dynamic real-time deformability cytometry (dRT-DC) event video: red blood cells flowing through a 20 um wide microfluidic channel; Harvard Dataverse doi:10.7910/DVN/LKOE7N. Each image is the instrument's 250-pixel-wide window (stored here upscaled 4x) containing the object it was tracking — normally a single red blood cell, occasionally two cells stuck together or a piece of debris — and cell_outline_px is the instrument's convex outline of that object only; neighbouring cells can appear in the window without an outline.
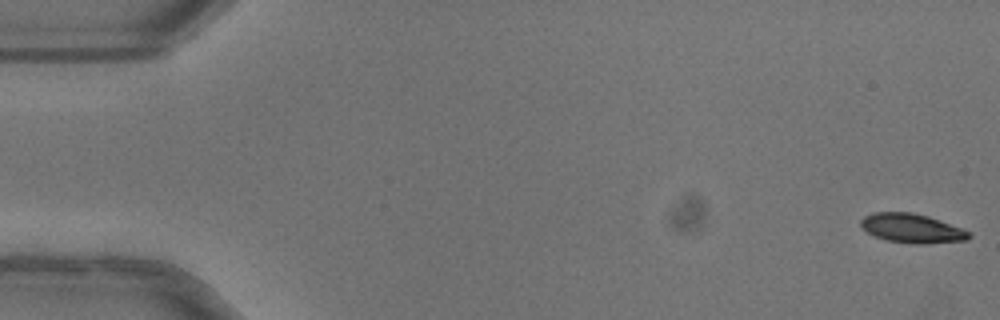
{"species": "common noctule bat (a hibernating species)", "species_latin": "Nyctalus noctula", "temperature_condition": "warm", "stored_images_in_passage": 52, "camera_frame_rate_fps": 3000, "um_per_image_px": 0.085, "animal": {"sex": "female"}, "frame": {"image": 1, "passage_image": 1, "time_ms": 0.0, "image_size_px": [1000, 320], "cell_outline_px": [[972, 236], [968, 240], [924, 244], [916, 244], [888, 240], [876, 236], [868, 232], [860, 224], [860, 220], [864, 216], [872, 212], [912, 212], [928, 216], [964, 228], [972, 232]], "centroid_in_image_um": [77.58, 19.4], "position_along_channel_um": 7.4, "area_um2": 18.5}}
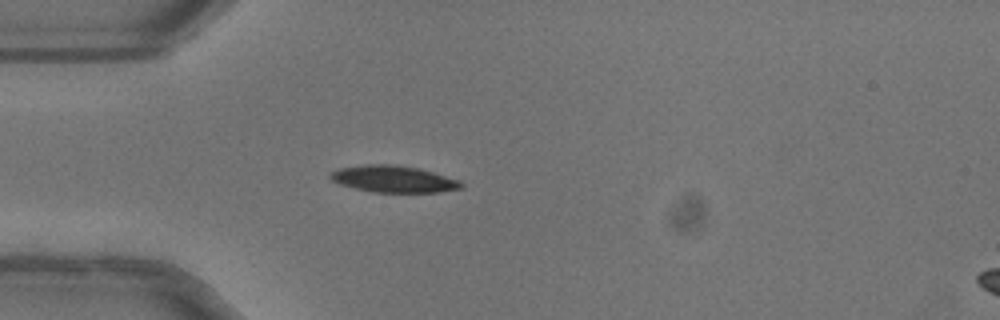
{"frame": {"image": 2, "passage_image": 15, "time_ms": 4.667, "image_size_px": [1000, 320], "cell_outline_px": [[464, 188], [440, 192], [372, 192], [340, 184], [332, 180], [328, 176], [332, 172], [340, 168], [364, 164], [396, 164], [416, 168], [432, 172], [460, 180], [464, 184]], "centroid_in_image_um": [33.48, 15.22], "position_along_channel_um": 51.5, "area_um2": 20.35}}
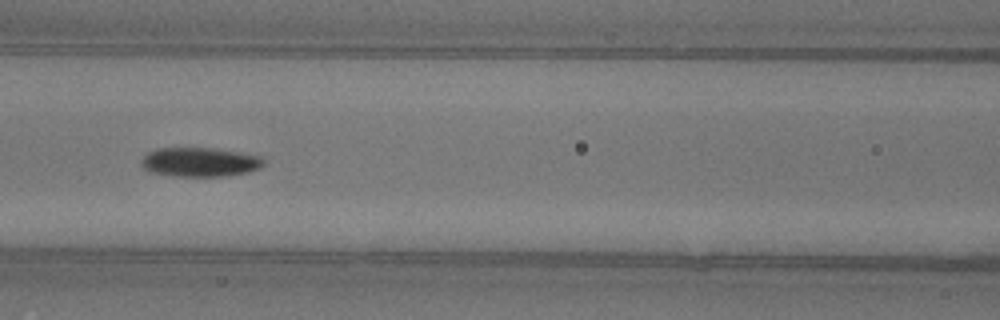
{"frame": {"image": 3, "passage_image": 23, "time_ms": 7.333, "image_size_px": [1000, 320], "cell_outline_px": [[264, 164], [260, 168], [248, 172], [224, 176], [172, 176], [148, 172], [140, 164], [144, 156], [148, 152], [156, 148], [216, 148], [264, 156]], "centroid_in_image_um": [17.0, 13.77], "position_along_channel_um": 149.6, "area_um2": 21.1}, "authors_computed_cell_mechanics": {"area_um2": 20.1433, "velocity_mm_per_s": 4.0327, "shape_relaxation_time_tau1_ms": 4.3044, "shape_relaxation_time_tau2_ms": null, "deformation_change_tau1": 0.1857, "deformation_change_tau2": null}}